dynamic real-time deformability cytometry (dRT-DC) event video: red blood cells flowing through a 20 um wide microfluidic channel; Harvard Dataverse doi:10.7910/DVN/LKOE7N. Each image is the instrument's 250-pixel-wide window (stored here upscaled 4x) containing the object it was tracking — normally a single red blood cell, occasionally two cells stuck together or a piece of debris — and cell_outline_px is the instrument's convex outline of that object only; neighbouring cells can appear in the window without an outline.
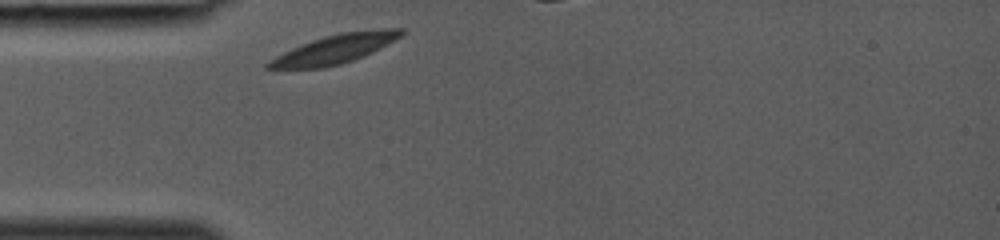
{"species": "common noctule bat (a hibernating species)", "species_latin": "Nyctalus noctula", "temperature_condition": "room temperature", "stored_images_in_passage": 7, "camera_frame_rate_fps": 3000, "um_per_image_px": 0.085, "animal": {"sex": "female", "body_mass_g": 19.0, "forearm_length_mm": 53.3}, "frame": {"image": 1, "passage_image": 1, "time_ms": 0.0, "image_size_px": [1000, 240], "cell_outline_px": [[404, 32], [400, 36], [372, 52], [364, 56], [340, 64], [324, 68], [264, 68], [264, 64], [268, 60], [292, 48], [312, 40], [324, 36], [340, 32], [380, 28], [404, 28]], "centroid_in_image_um": [28.44, 4.16], "position_along_channel_um": 56.6, "area_um2": 22.25}}
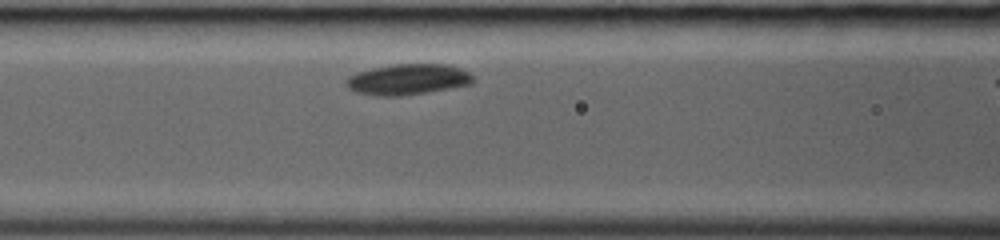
{"frame": {"image": 2, "passage_image": 6, "time_ms": 1.667, "image_size_px": [1000, 240], "cell_outline_px": [[476, 80], [472, 84], [428, 92], [400, 96], [376, 96], [356, 92], [348, 88], [344, 84], [344, 80], [348, 76], [356, 72], [372, 68], [392, 64], [448, 64], [460, 68], [468, 72]], "centroid_in_image_um": [34.64, 6.75], "position_along_channel_um": 132.0, "area_um2": 23.06}}